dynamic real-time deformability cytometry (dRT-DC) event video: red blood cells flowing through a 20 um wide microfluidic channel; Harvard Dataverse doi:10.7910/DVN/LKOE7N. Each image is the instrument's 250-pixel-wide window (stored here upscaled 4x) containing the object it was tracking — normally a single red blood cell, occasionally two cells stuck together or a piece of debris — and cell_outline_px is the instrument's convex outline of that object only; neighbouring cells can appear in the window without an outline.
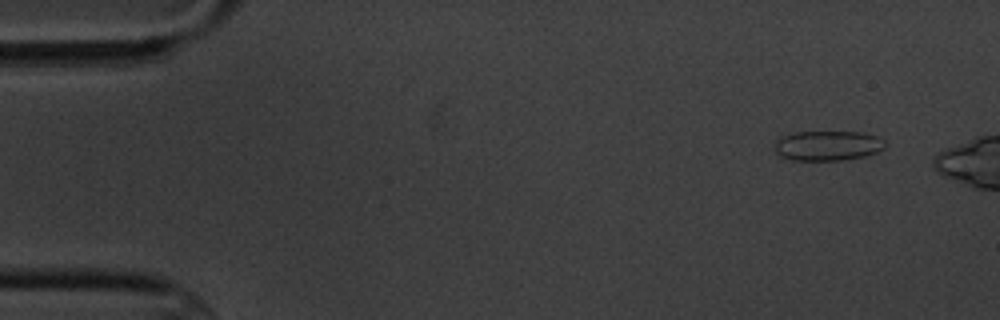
{"species": "common noctule bat (a hibernating species)", "species_latin": "Nyctalus noctula", "temperature_condition": "cold", "stored_images_in_passage": 15, "camera_frame_rate_fps": 3000, "um_per_image_px": 0.085, "animal": {"sex": "male", "body_mass_g": 20.1, "forearm_length_mm": 53.5}, "frame": {"image": 1, "passage_image": 2, "time_ms": 1.333, "image_size_px": [1000, 320], "cell_outline_px": [[884, 148], [876, 152], [864, 156], [844, 160], [792, 160], [780, 156], [776, 152], [776, 140], [780, 136], [796, 132], [860, 132], [876, 136], [884, 140]], "centroid_in_image_um": [70.33, 12.38], "position_along_channel_um": 14.7, "area_um2": 19.13}}
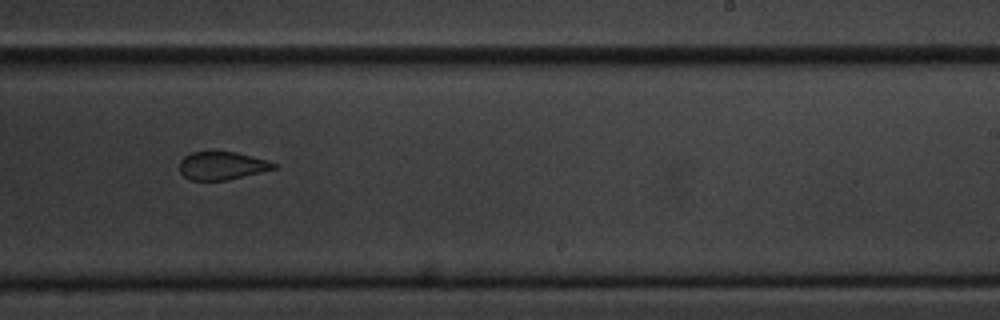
{"frame": {"image": 2, "passage_image": 11, "time_ms": 11.667, "image_size_px": [1000, 320], "cell_outline_px": [[276, 168], [228, 180], [192, 180], [184, 176], [180, 172], [180, 160], [184, 156], [192, 152], [236, 152], [268, 160], [276, 164]], "centroid_in_image_um": [18.86, 14.08], "position_along_channel_um": 270.1, "area_um2": 15.26}}
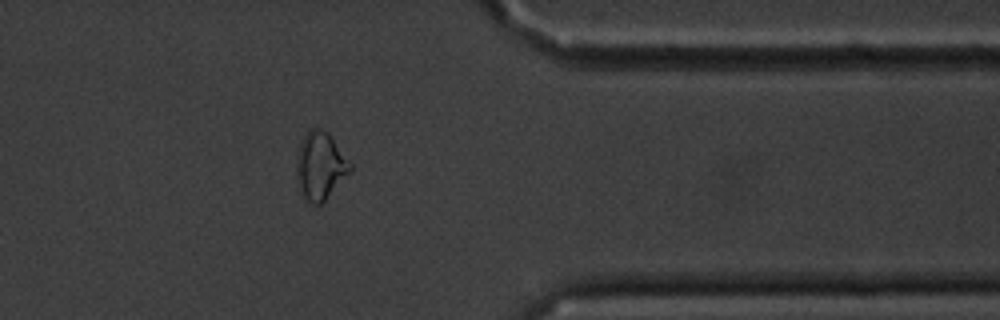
{"frame": {"image": 3, "passage_image": 14, "time_ms": 15.333, "image_size_px": [1000, 320], "cell_outline_px": [[352, 168], [324, 200], [320, 204], [312, 204], [300, 192], [296, 176], [296, 164], [300, 144], [304, 136], [312, 128], [320, 128], [328, 132], [352, 164]], "centroid_in_image_um": [27.2, 14.07], "position_along_channel_um": 384.2, "area_um2": 20.63}}